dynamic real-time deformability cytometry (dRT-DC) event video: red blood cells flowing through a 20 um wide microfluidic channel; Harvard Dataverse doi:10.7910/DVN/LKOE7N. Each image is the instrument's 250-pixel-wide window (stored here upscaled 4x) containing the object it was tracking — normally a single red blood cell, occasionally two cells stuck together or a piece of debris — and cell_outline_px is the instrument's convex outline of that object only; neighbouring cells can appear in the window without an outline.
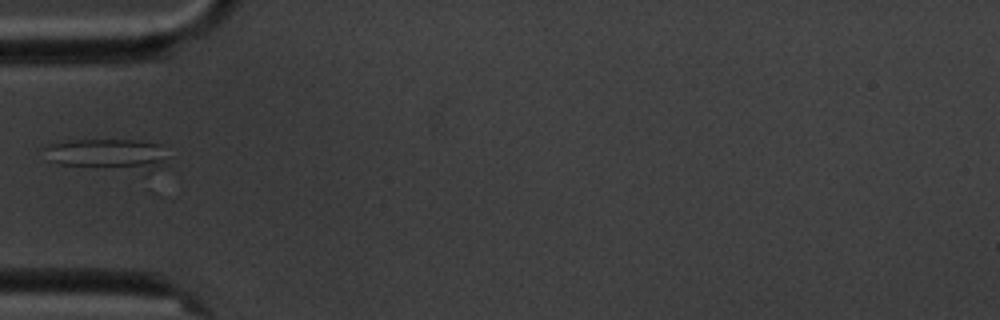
{"species": "common noctule bat (a hibernating species)", "species_latin": "Nyctalus noctula", "temperature_condition": "cold", "stored_images_in_passage": 5, "camera_frame_rate_fps": 3000, "um_per_image_px": 0.085, "animal": {"sex": "male", "body_mass_g": 20.1, "forearm_length_mm": 53.5}, "frame": {"image": 1, "passage_image": 5, "time_ms": 5.333, "image_size_px": [1000, 320], "cell_outline_px": [[168, 156], [152, 172], [144, 176], [56, 164], [48, 160], [44, 148], [48, 144], [68, 140], [136, 140], [160, 144]], "centroid_in_image_um": [9.2, 13.21], "position_along_channel_um": 75.8, "area_um2": 24.1}}